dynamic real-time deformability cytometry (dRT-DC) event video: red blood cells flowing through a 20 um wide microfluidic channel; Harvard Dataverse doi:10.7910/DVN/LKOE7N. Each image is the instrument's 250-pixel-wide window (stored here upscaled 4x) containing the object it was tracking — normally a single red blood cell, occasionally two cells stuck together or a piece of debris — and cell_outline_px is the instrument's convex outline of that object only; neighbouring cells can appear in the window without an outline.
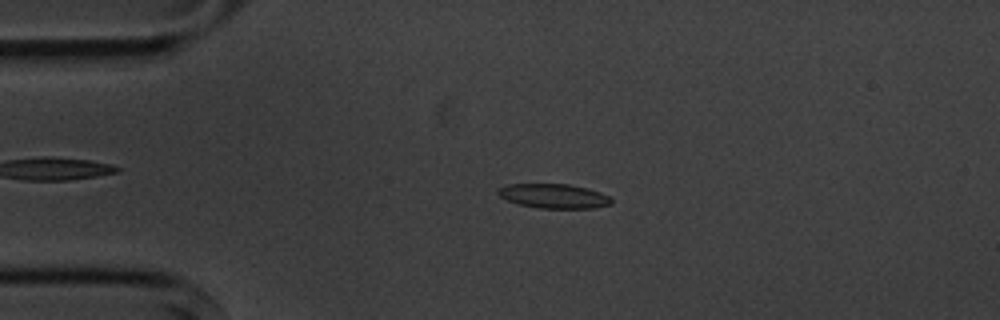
{"species": "common noctule bat (a hibernating species)", "species_latin": "Nyctalus noctula", "temperature_condition": "cold", "stored_images_in_passage": 5, "camera_frame_rate_fps": 3000, "um_per_image_px": 0.085, "animal": {"sex": "male", "body_mass_g": 20.1, "forearm_length_mm": 53.5}, "frame": {"image": 1, "passage_image": 3, "time_ms": 2.333, "image_size_px": [1000, 320], "cell_outline_px": [[612, 204], [592, 208], [540, 208], [520, 204], [508, 200], [500, 196], [496, 192], [496, 188], [508, 184], [568, 184], [588, 188], [600, 192], [608, 196], [612, 200]], "centroid_in_image_um": [47.06, 16.65], "position_along_channel_um": 37.9, "area_um2": 16.07}}
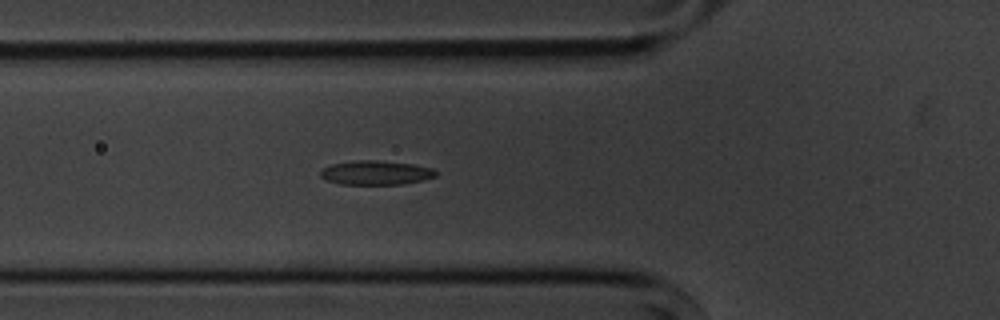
{"frame": {"image": 2, "passage_image": 5, "time_ms": 4.667, "image_size_px": [1000, 320], "cell_outline_px": [[436, 176], [404, 184], [340, 184], [324, 180], [320, 176], [320, 168], [332, 164], [360, 160], [376, 160], [412, 164], [432, 168], [436, 172]], "centroid_in_image_um": [31.88, 14.68], "position_along_channel_um": 93.9, "area_um2": 16.18}}